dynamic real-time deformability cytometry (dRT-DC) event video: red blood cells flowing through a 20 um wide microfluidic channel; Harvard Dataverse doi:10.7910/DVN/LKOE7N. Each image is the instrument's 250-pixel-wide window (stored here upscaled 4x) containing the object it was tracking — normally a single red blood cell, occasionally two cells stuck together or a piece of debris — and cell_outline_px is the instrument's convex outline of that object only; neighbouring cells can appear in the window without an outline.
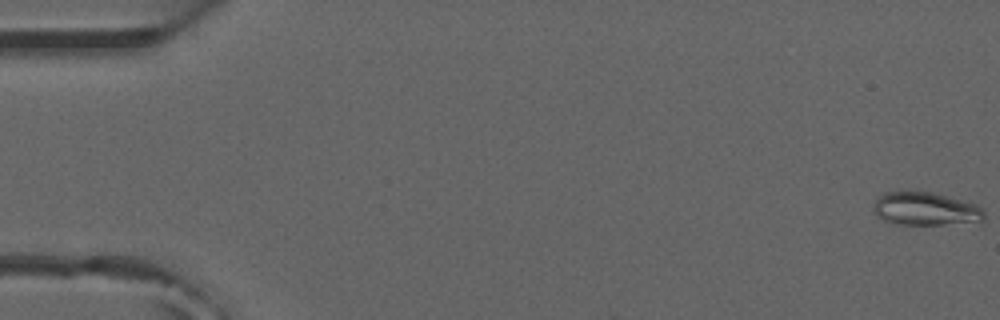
{"species": "common noctule bat (a hibernating species)", "species_latin": "Nyctalus noctula", "temperature_condition": "room temperature", "stored_images_in_passage": 15, "camera_frame_rate_fps": 3000, "um_per_image_px": 0.085, "animal": {"sex": "male", "forearm_length_mm": 52.5}, "frame": {"image": 1, "passage_image": 1, "time_ms": 0.0, "image_size_px": [1000, 320], "cell_outline_px": [[984, 220], [944, 224], [900, 224], [884, 220], [876, 216], [872, 212], [872, 208], [876, 200], [884, 192], [932, 192], [948, 196], [976, 204], [984, 208]], "centroid_in_image_um": [78.65, 17.75], "position_along_channel_um": 6.4, "area_um2": 21.21}}